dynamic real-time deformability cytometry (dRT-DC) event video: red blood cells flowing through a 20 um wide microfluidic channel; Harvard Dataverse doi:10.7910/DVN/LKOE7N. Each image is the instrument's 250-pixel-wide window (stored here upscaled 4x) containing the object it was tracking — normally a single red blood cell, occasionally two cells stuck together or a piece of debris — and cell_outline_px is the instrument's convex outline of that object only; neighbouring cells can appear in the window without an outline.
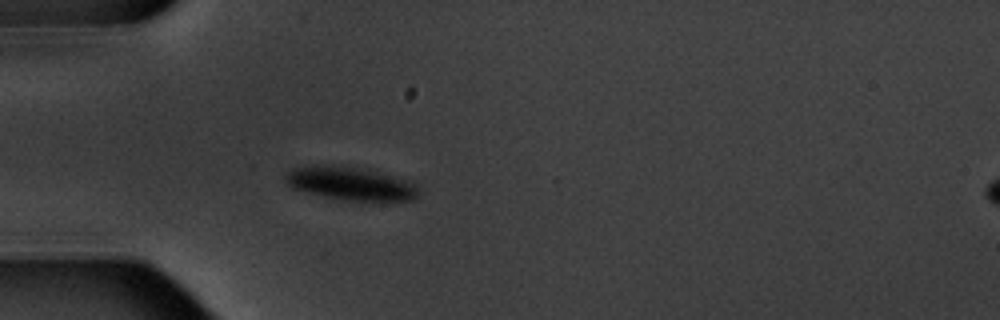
{"species": "common noctule bat (a hibernating species)", "species_latin": "Nyctalus noctula", "temperature_condition": "warm", "stored_images_in_passage": 4, "camera_frame_rate_fps": 3000, "um_per_image_px": 0.085, "animal": {"sex": "male", "body_mass_g": 20.1, "forearm_length_mm": 53.5}, "frame": {"image": 1, "passage_image": 4, "time_ms": 4.333, "image_size_px": [1000, 320], "cell_outline_px": [[416, 196], [412, 200], [392, 204], [340, 200], [292, 188], [284, 180], [284, 176], [292, 168], [316, 164], [324, 164], [352, 168], [372, 172], [404, 180], [412, 184], [416, 188]], "centroid_in_image_um": [29.75, 15.66], "position_along_channel_um": 55.2, "area_um2": 25.78}}